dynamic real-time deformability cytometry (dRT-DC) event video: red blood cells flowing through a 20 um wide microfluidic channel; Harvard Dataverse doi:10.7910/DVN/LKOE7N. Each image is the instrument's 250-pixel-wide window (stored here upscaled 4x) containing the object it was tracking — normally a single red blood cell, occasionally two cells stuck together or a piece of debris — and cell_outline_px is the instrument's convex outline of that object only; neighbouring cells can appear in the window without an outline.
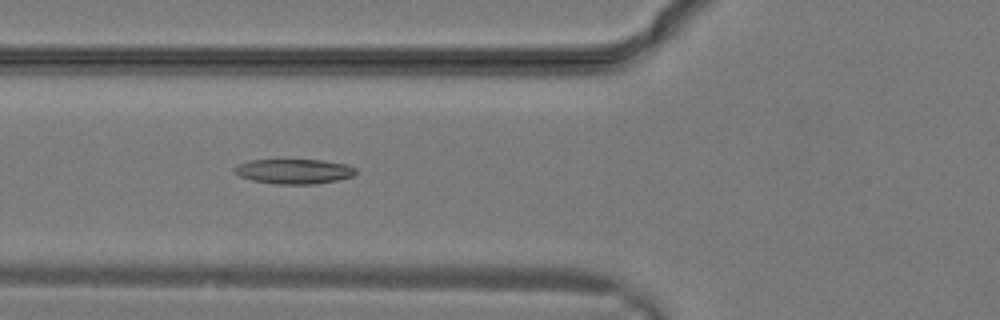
{"species": "common noctule bat (a hibernating species)", "species_latin": "Nyctalus noctula", "temperature_condition": "warm", "stored_images_in_passage": 12, "camera_frame_rate_fps": 3000, "um_per_image_px": 0.085, "animal": {"sex": "male", "body_mass_g": 19.2, "forearm_length_mm": 51.8}, "frame": {"image": 1, "passage_image": 3, "time_ms": 0.667, "image_size_px": [1000, 320], "cell_outline_px": [[356, 172], [352, 176], [336, 180], [316, 184], [276, 184], [252, 180], [240, 176], [232, 168], [236, 164], [248, 160], [324, 160], [348, 164], [356, 168]], "centroid_in_image_um": [24.98, 14.56], "position_along_channel_um": 100.8, "area_um2": 17.63}}
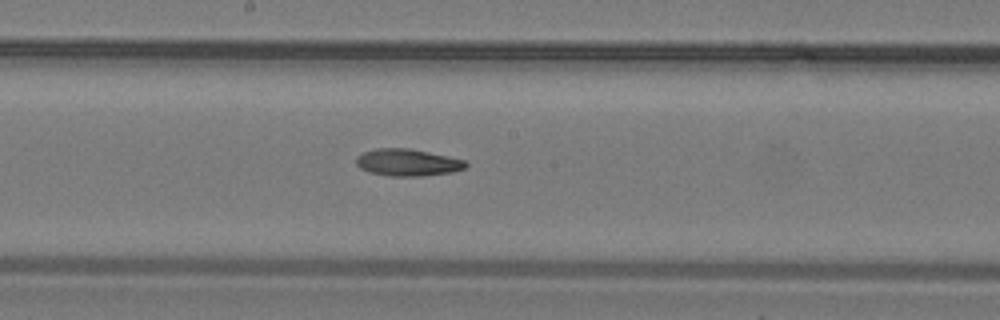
{"frame": {"image": 2, "passage_image": 8, "time_ms": 2.333, "image_size_px": [1000, 320], "cell_outline_px": [[468, 164], [464, 168], [452, 172], [420, 176], [392, 176], [368, 172], [360, 168], [356, 164], [356, 156], [364, 152], [376, 148], [408, 148], [448, 156], [464, 160]], "centroid_in_image_um": [34.61, 13.81], "position_along_channel_um": 213.6, "area_um2": 17.17}}
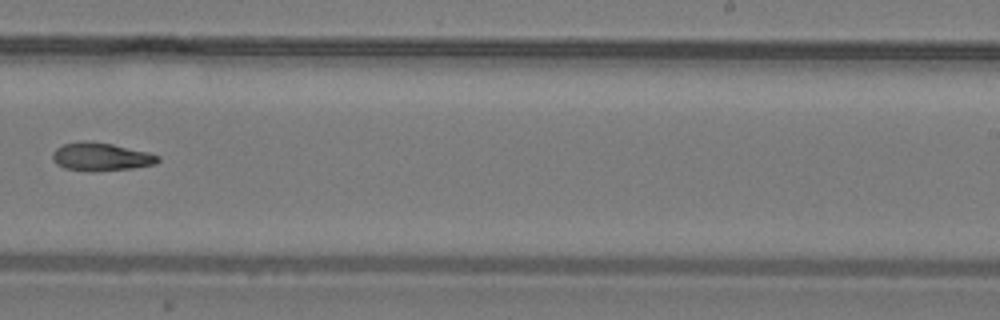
{"frame": {"image": 3, "passage_image": 11, "time_ms": 3.333, "image_size_px": [1000, 320], "cell_outline_px": [[160, 160], [156, 164], [132, 168], [92, 172], [64, 168], [56, 164], [52, 160], [52, 152], [56, 148], [64, 144], [84, 140], [112, 144], [148, 152], [160, 156]], "centroid_in_image_um": [8.57, 13.33], "position_along_channel_um": 280.4, "area_um2": 17.4}}